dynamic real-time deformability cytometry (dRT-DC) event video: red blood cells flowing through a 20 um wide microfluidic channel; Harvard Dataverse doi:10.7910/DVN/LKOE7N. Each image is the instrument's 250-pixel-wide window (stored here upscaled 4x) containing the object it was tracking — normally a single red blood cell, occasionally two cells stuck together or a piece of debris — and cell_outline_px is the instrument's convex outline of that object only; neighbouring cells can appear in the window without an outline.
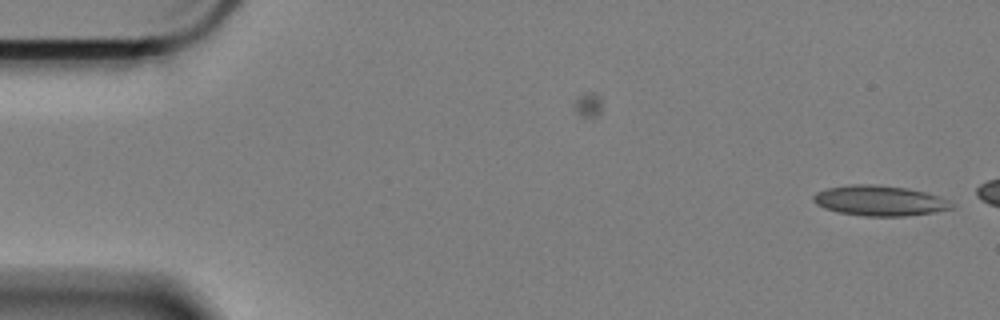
{"species": "Egyptian fruit bat (a non-hibernating species)", "species_latin": "Rousettus aegyptiacus", "temperature_condition": "cold", "stored_images_in_passage": 16, "camera_frame_rate_fps": 3000, "um_per_image_px": 0.085, "animal": {"sex": "female"}, "frame": {"image": 1, "passage_image": 1, "time_ms": 0.0, "image_size_px": [1000, 320], "cell_outline_px": [[956, 208], [932, 212], [904, 216], [864, 216], [836, 212], [824, 208], [816, 204], [812, 200], [812, 196], [816, 192], [828, 188], [852, 184], [872, 184], [908, 188], [940, 196], [956, 204]], "centroid_in_image_um": [74.78, 17.06], "position_along_channel_um": 10.2, "area_um2": 24.57}}